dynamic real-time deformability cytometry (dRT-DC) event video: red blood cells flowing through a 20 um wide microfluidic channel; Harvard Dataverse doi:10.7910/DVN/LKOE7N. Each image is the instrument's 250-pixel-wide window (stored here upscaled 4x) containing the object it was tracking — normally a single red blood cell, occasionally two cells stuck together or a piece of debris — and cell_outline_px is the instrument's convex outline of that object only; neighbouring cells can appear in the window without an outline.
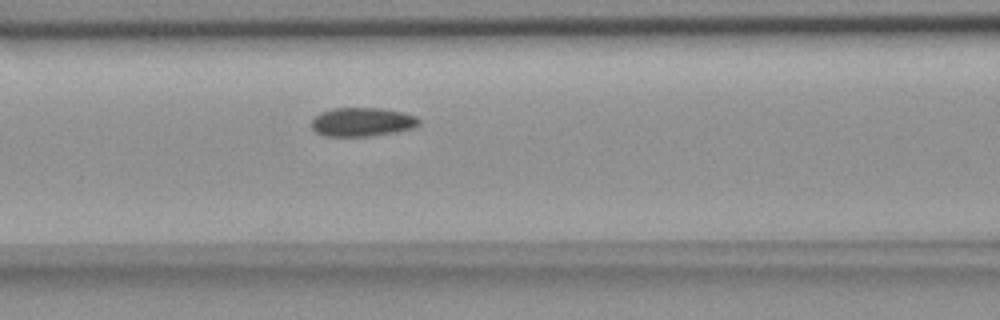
{"species": "common noctule bat (a hibernating species)", "species_latin": "Nyctalus noctula", "temperature_condition": "room temperature", "stored_images_in_passage": 5, "camera_frame_rate_fps": 3000, "um_per_image_px": 0.085, "animal": {"sex": "female", "body_mass_g": 18.4}, "frame": {"image": 1, "passage_image": 5, "time_ms": 8.0, "image_size_px": [1000, 320], "cell_outline_px": [[420, 124], [412, 128], [392, 132], [368, 136], [324, 136], [316, 132], [312, 128], [312, 120], [320, 112], [332, 108], [384, 108], [404, 112], [416, 116], [420, 120]], "centroid_in_image_um": [30.78, 10.35], "position_along_channel_um": 135.8, "area_um2": 18.03}}